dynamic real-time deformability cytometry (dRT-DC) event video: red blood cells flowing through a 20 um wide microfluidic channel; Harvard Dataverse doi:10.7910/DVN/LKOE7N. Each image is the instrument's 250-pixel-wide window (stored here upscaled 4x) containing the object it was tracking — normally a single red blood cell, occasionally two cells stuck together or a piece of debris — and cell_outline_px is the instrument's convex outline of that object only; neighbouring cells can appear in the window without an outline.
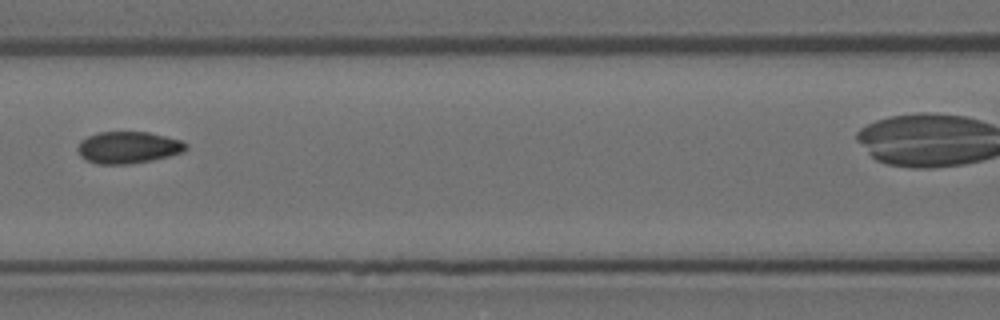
{"species": "Egyptian fruit bat (a non-hibernating species)", "species_latin": "Rousettus aegyptiacus", "temperature_condition": "room temperature", "stored_images_in_passage": 6, "camera_frame_rate_fps": 3000, "um_per_image_px": 0.085, "animal": {"sex": "female"}, "frame": {"image": 1, "passage_image": 4, "time_ms": 1.0, "image_size_px": [1000, 320], "cell_outline_px": [[188, 148], [184, 152], [152, 160], [128, 164], [96, 164], [80, 156], [76, 148], [80, 140], [88, 136], [100, 132], [148, 132], [180, 140], [188, 144]], "centroid_in_image_um": [10.88, 12.53], "position_along_channel_um": 155.7, "area_um2": 20.11}}
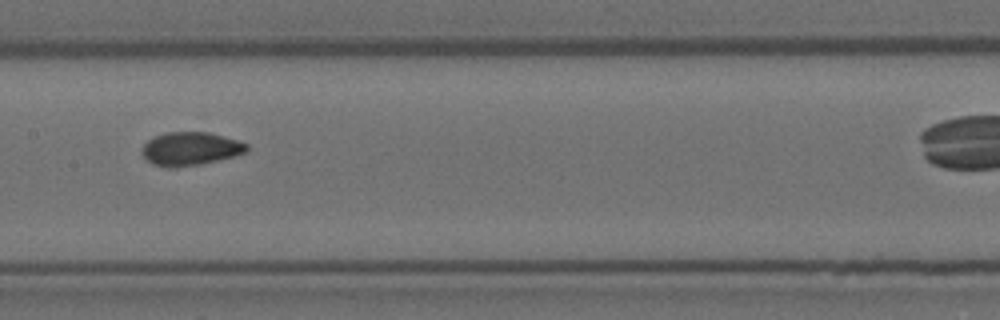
{"frame": {"image": 2, "passage_image": 5, "time_ms": 1.333, "image_size_px": [1000, 320], "cell_outline_px": [[248, 152], [236, 156], [200, 164], [172, 168], [168, 168], [152, 164], [140, 152], [140, 148], [148, 140], [164, 132], [208, 132], [236, 140], [248, 144]], "centroid_in_image_um": [16.17, 12.65], "position_along_channel_um": 191.2, "area_um2": 20.46}}
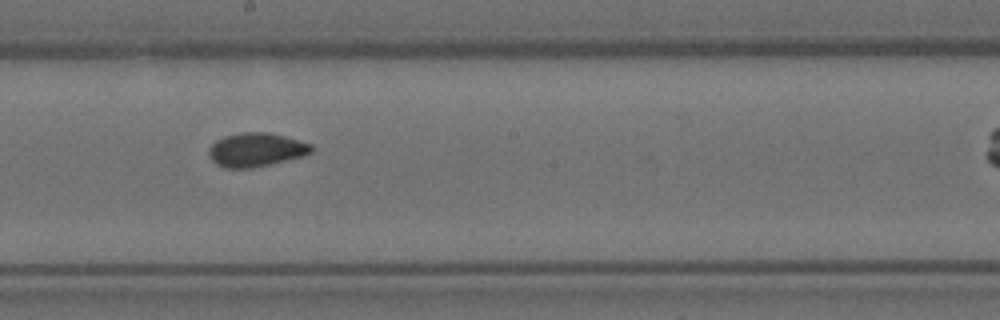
{"frame": {"image": 3, "passage_image": 6, "time_ms": 1.667, "image_size_px": [1000, 320], "cell_outline_px": [[312, 152], [304, 156], [272, 164], [252, 168], [224, 168], [216, 164], [208, 156], [208, 148], [216, 140], [224, 136], [240, 132], [268, 132], [284, 136], [312, 144]], "centroid_in_image_um": [21.75, 12.73], "position_along_channel_um": 226.5, "area_um2": 20.4}}